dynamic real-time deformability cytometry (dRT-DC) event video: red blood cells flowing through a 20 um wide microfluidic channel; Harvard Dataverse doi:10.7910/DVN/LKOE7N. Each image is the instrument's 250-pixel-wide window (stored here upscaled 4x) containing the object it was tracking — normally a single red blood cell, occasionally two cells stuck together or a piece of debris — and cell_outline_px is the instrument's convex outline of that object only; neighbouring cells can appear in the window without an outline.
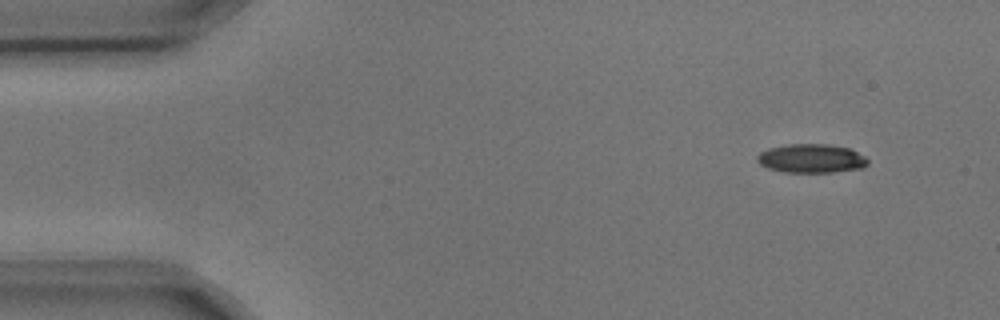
{"species": "common noctule bat (a hibernating species)", "species_latin": "Nyctalus noctula", "temperature_condition": "cold", "stored_images_in_passage": 4, "camera_frame_rate_fps": 3000, "um_per_image_px": 0.085, "animal": {"sex": "male", "body_mass_g": 17.9, "forearm_length_mm": 54.2}, "frame": {"image": 1, "passage_image": 1, "time_ms": 0.0, "image_size_px": [1000, 320], "cell_outline_px": [[868, 164], [864, 168], [832, 172], [784, 172], [768, 168], [760, 164], [756, 160], [756, 156], [760, 152], [768, 148], [788, 144], [824, 144], [848, 148], [864, 156], [868, 160]], "centroid_in_image_um": [68.94, 13.47], "position_along_channel_um": 16.1, "area_um2": 18.55}}
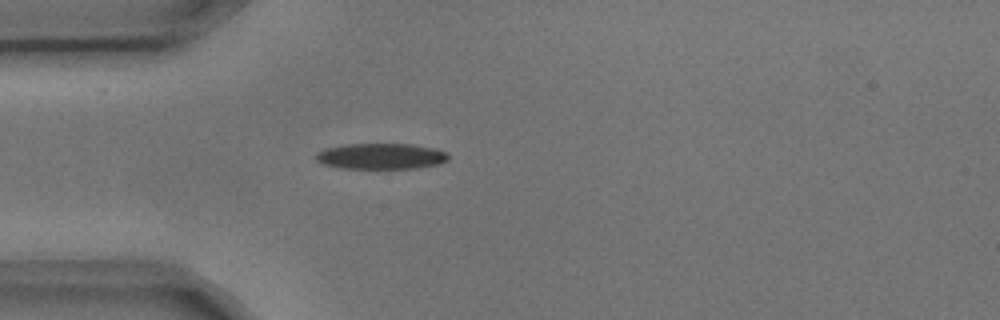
{"frame": {"image": 2, "passage_image": 4, "time_ms": 1.0, "image_size_px": [1000, 320], "cell_outline_px": [[448, 160], [440, 164], [416, 168], [340, 168], [324, 164], [316, 160], [316, 152], [324, 148], [344, 144], [412, 144], [436, 148], [448, 152]], "centroid_in_image_um": [32.4, 13.27], "position_along_channel_um": 52.6, "area_um2": 20.11}}